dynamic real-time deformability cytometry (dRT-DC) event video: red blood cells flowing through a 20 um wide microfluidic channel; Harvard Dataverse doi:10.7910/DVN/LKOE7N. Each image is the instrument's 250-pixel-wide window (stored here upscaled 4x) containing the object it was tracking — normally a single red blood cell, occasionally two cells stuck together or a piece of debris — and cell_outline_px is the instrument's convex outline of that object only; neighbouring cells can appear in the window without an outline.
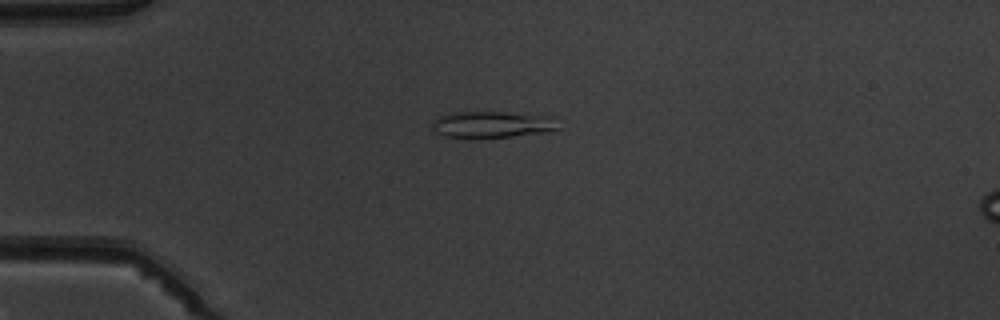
{"species": "common noctule bat (a hibernating species)", "species_latin": "Nyctalus noctula", "temperature_condition": "warm", "stored_images_in_passage": 4, "camera_frame_rate_fps": 3000, "um_per_image_px": 0.085, "animal": {"sex": "male", "body_mass_g": 19.5, "forearm_length_mm": 54.6}, "frame": {"image": 1, "passage_image": 2, "time_ms": 1.0, "image_size_px": [1000, 320], "cell_outline_px": [[560, 128], [548, 132], [512, 136], [448, 136], [436, 132], [432, 128], [432, 120], [440, 116], [452, 112], [504, 112], [560, 116]], "centroid_in_image_um": [42.0, 10.54], "position_along_channel_um": 43.0, "area_um2": 19.48}}
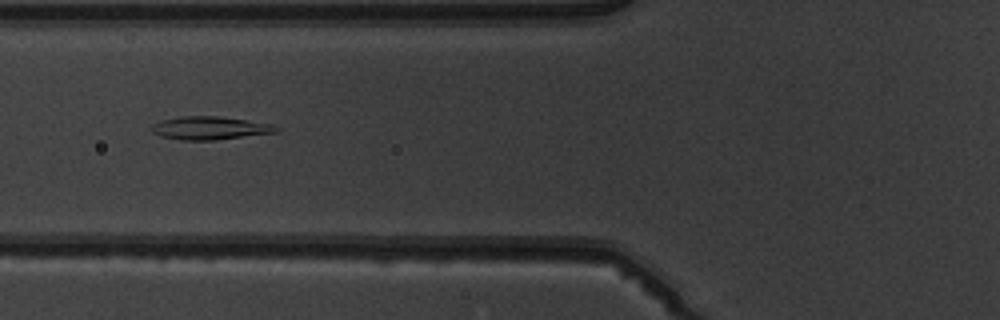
{"frame": {"image": 2, "passage_image": 4, "time_ms": 3.333, "image_size_px": [1000, 320], "cell_outline_px": [[280, 128], [276, 132], [216, 140], [180, 140], [160, 136], [152, 132], [148, 128], [152, 124], [160, 120], [180, 116], [220, 116], [272, 124]], "centroid_in_image_um": [17.77, 10.88], "position_along_channel_um": 108.0, "area_um2": 16.94}}